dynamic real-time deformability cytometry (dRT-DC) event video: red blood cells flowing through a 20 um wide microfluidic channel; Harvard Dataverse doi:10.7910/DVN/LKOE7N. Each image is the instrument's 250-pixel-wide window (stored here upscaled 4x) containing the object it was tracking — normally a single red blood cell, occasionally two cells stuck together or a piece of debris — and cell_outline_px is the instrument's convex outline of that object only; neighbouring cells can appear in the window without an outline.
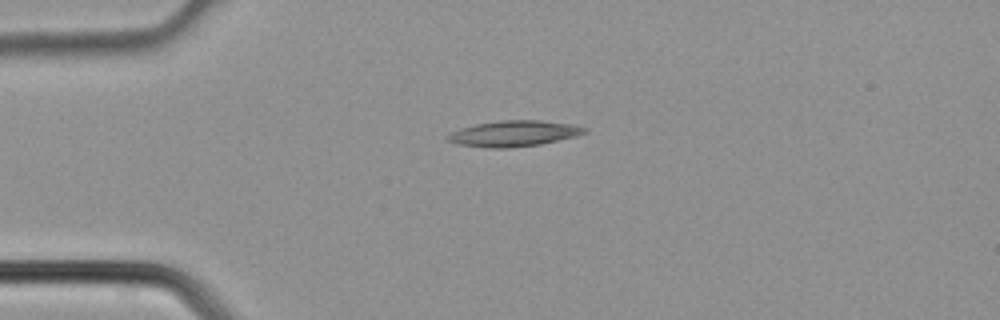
{"species": "common noctule bat (a hibernating species)", "species_latin": "Nyctalus noctula", "temperature_condition": "cold", "stored_images_in_passage": 1, "camera_frame_rate_fps": 3000, "um_per_image_px": 0.085, "animal": {"sex": "male", "body_mass_g": 21.5, "forearm_length_mm": 52.0}, "frame": {"image": 1, "passage_image": 1, "time_ms": 0.0, "image_size_px": [1000, 320], "cell_outline_px": [[588, 132], [576, 136], [540, 144], [508, 148], [488, 148], [456, 144], [444, 140], [444, 136], [460, 128], [476, 124], [500, 120], [540, 120], [572, 124], [588, 128]], "centroid_in_image_um": [43.64, 11.35], "position_along_channel_um": 41.4, "area_um2": 20.81}}